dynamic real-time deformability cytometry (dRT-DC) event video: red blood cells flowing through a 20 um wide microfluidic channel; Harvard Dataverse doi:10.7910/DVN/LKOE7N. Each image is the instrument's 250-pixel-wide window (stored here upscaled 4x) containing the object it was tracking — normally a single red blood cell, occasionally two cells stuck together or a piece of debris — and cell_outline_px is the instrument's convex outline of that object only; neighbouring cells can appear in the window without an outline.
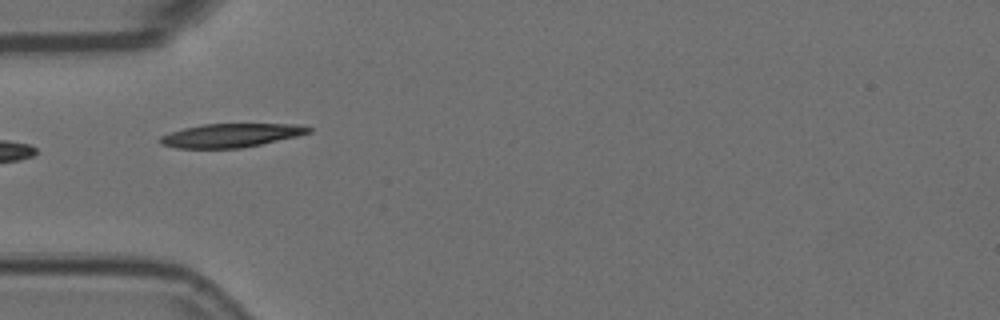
{"species": "Egyptian fruit bat (a non-hibernating species)", "species_latin": "Rousettus aegyptiacus", "temperature_condition": "room temperature", "stored_images_in_passage": 5, "camera_frame_rate_fps": 3000, "um_per_image_px": 0.085, "animal": {"sex": "female"}, "frame": {"image": 1, "passage_image": 5, "time_ms": 1.333, "image_size_px": [1000, 320], "cell_outline_px": [[312, 132], [296, 136], [260, 144], [240, 148], [176, 148], [160, 144], [160, 136], [184, 128], [204, 124], [296, 124], [312, 128]], "centroid_in_image_um": [19.62, 11.5], "position_along_channel_um": 65.4, "area_um2": 20.23}}